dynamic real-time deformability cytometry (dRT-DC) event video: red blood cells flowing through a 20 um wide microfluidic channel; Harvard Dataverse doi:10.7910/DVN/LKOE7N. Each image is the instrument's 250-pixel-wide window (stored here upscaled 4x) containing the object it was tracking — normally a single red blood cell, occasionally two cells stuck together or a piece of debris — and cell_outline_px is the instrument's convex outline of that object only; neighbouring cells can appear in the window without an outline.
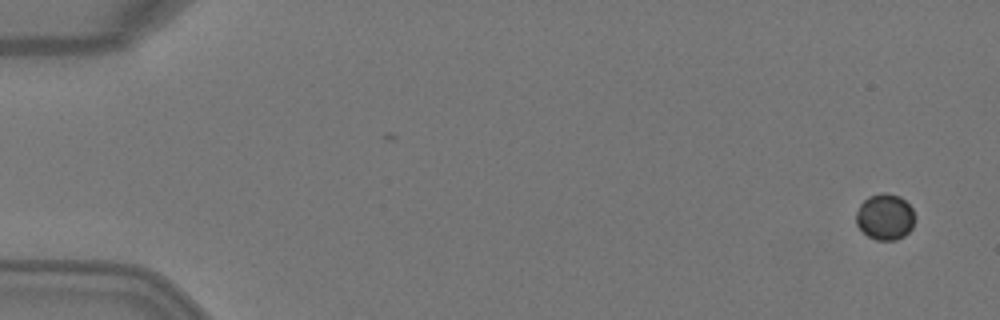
{"species": "Egyptian fruit bat (a non-hibernating species)", "species_latin": "Rousettus aegyptiacus", "temperature_condition": "warm", "stored_images_in_passage": 4, "camera_frame_rate_fps": 3000, "um_per_image_px": 0.085, "animal": {"sex": "female"}, "frame": {"image": 1, "passage_image": 1, "time_ms": 0.0, "image_size_px": [1000, 320], "cell_outline_px": [[912, 228], [904, 236], [896, 240], [876, 240], [868, 236], [856, 224], [856, 212], [860, 204], [868, 196], [880, 192], [884, 192], [900, 196], [912, 208]], "centroid_in_image_um": [75.19, 18.42], "position_along_channel_um": 9.8, "area_um2": 15.66}}
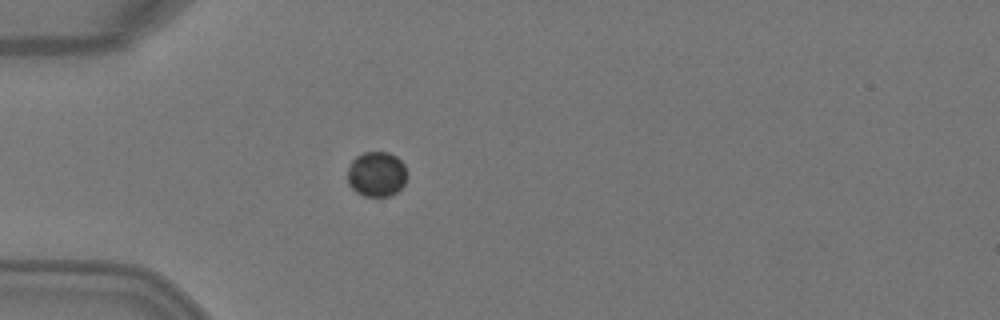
{"frame": {"image": 2, "passage_image": 4, "time_ms": 1.0, "image_size_px": [1000, 320], "cell_outline_px": [[408, 176], [404, 184], [392, 196], [364, 196], [356, 192], [348, 184], [348, 168], [352, 160], [356, 156], [364, 152], [388, 152], [396, 156], [404, 164]], "centroid_in_image_um": [32.02, 14.8], "position_along_channel_um": 53.0, "area_um2": 15.78}}